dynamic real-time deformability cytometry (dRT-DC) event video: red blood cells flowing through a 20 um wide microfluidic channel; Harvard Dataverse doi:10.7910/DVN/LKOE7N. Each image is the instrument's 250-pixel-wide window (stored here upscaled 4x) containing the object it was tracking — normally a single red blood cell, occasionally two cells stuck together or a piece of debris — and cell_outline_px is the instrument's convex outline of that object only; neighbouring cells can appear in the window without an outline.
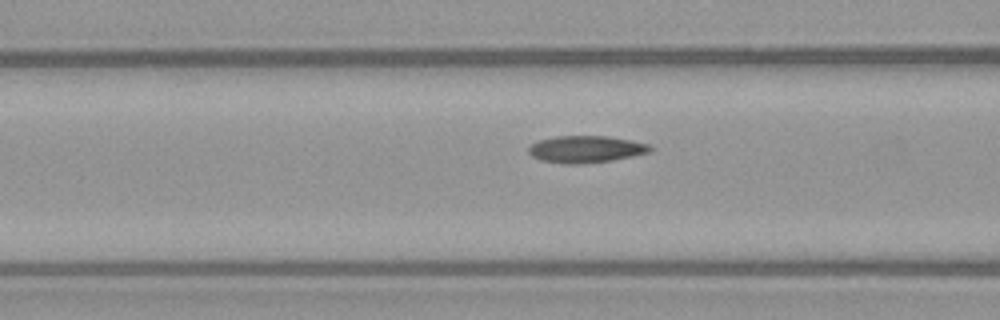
{"species": "common noctule bat (a hibernating species)", "species_latin": "Nyctalus noctula", "temperature_condition": "warm", "stored_images_in_passage": 17, "camera_frame_rate_fps": 3000, "um_per_image_px": 0.085, "animal": {"sex": "female", "body_mass_g": 21.9}, "frame": {"image": 1, "passage_image": 12, "time_ms": 3.667, "image_size_px": [1000, 320], "cell_outline_px": [[652, 148], [648, 152], [632, 156], [612, 160], [580, 164], [564, 164], [540, 160], [532, 156], [528, 152], [528, 148], [532, 144], [540, 140], [556, 136], [608, 136], [632, 140], [648, 144]], "centroid_in_image_um": [49.78, 12.68], "position_along_channel_um": 116.8, "area_um2": 19.02}}
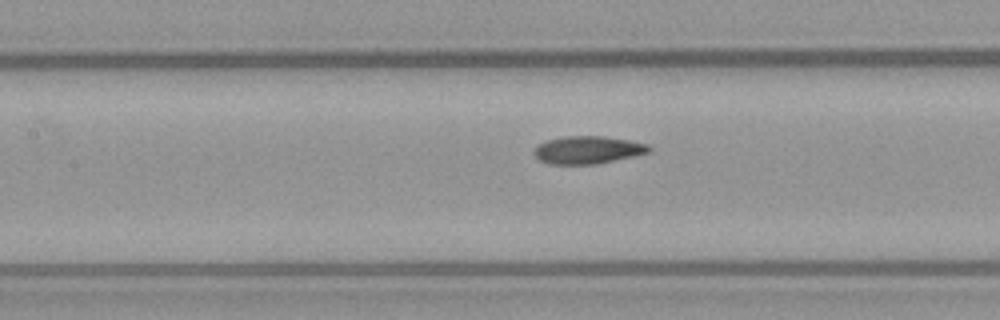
{"frame": {"image": 2, "passage_image": 15, "time_ms": 4.667, "image_size_px": [1000, 320], "cell_outline_px": [[652, 148], [648, 152], [632, 156], [596, 164], [548, 164], [536, 160], [532, 152], [540, 144], [548, 140], [564, 136], [604, 136], [628, 140], [648, 144]], "centroid_in_image_um": [49.91, 12.75], "position_along_channel_um": 157.5, "area_um2": 18.5}}